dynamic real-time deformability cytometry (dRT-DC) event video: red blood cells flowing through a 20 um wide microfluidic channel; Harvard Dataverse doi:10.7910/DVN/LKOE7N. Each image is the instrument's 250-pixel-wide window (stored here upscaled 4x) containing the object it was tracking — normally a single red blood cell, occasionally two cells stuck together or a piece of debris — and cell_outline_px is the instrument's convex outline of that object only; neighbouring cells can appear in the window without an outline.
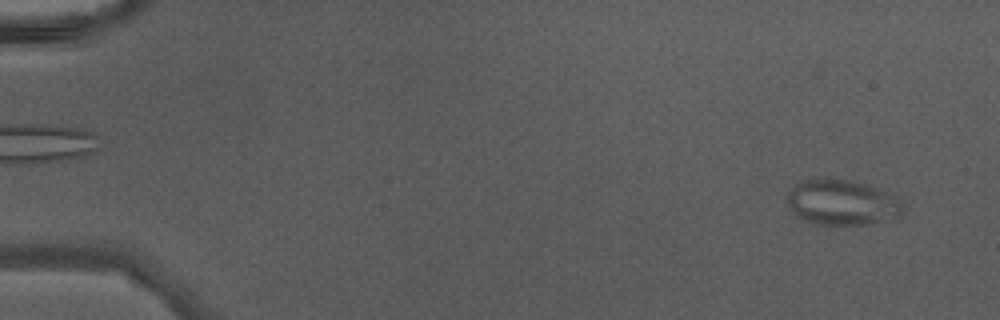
{"species": "Egyptian fruit bat (a non-hibernating species)", "species_latin": "Rousettus aegyptiacus", "temperature_condition": "warm", "stored_images_in_passage": 31, "camera_frame_rate_fps": 3000, "um_per_image_px": 0.085, "animal": {"sex": "male"}, "frame": {"image": 1, "passage_image": 2, "time_ms": 0.333, "image_size_px": [1000, 320], "cell_outline_px": [[900, 216], [892, 220], [868, 224], [820, 224], [804, 220], [796, 216], [788, 204], [788, 192], [796, 184], [804, 180], [852, 180], [880, 188], [900, 200]], "centroid_in_image_um": [71.59, 17.22], "position_along_channel_um": 13.4, "area_um2": 30.11}}
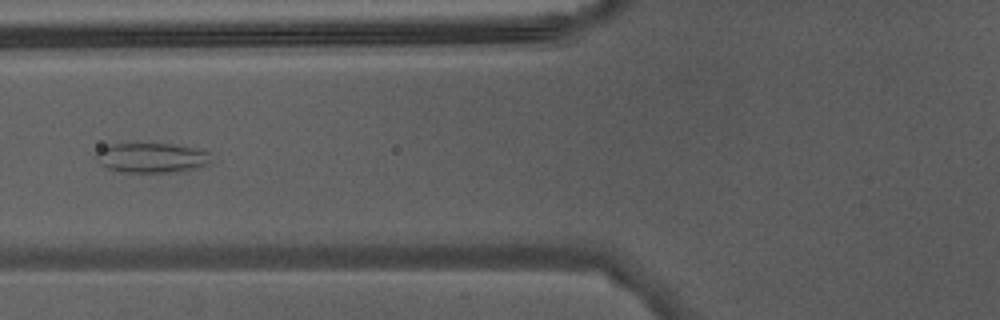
{"frame": {"image": 2, "passage_image": 19, "time_ms": 6.0, "image_size_px": [1000, 320], "cell_outline_px": [[212, 164], [200, 168], [184, 172], [120, 172], [108, 168], [100, 164], [96, 160], [96, 152], [100, 148], [112, 144], [136, 140], [176, 144], [196, 148], [212, 152]], "centroid_in_image_um": [12.95, 13.37], "position_along_channel_um": 112.8, "area_um2": 21.5}}
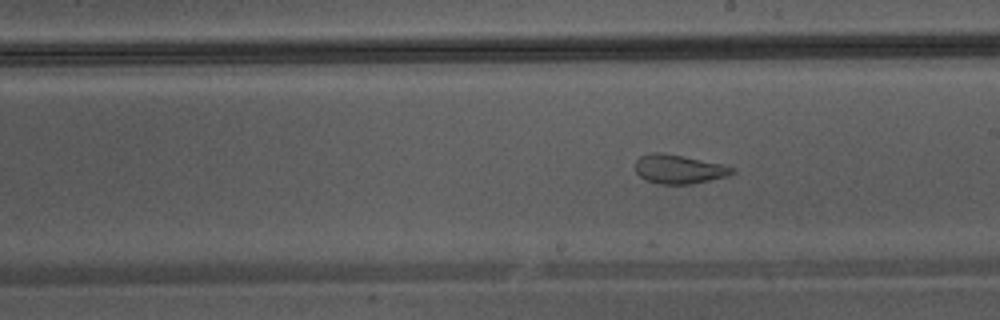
{"frame": {"image": 3, "passage_image": 27, "time_ms": 8.667, "image_size_px": [1000, 320], "cell_outline_px": [[736, 172], [728, 176], [692, 184], [656, 184], [644, 180], [636, 172], [636, 160], [640, 156], [652, 152], [664, 152], [724, 164], [736, 168]], "centroid_in_image_um": [57.73, 14.38], "position_along_channel_um": 231.3, "area_um2": 16.7}}